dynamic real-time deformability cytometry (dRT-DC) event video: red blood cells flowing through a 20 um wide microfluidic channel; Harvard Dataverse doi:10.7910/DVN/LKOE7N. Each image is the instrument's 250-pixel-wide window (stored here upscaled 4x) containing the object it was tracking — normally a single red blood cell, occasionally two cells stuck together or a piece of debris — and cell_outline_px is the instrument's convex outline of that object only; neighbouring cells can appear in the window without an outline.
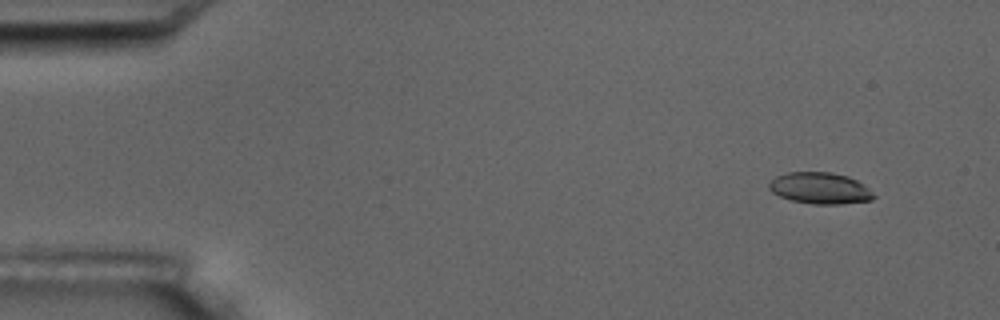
{"species": "common noctule bat (a hibernating species)", "species_latin": "Nyctalus noctula", "temperature_condition": "room temperature", "stored_images_in_passage": 4, "camera_frame_rate_fps": 3000, "um_per_image_px": 0.085, "animal": {"sex": "male", "body_mass_g": 17.5, "forearm_length_mm": 52.3}, "frame": {"image": 1, "passage_image": 1, "time_ms": 0.0, "image_size_px": [1000, 320], "cell_outline_px": [[876, 196], [872, 200], [840, 204], [816, 204], [792, 200], [780, 196], [772, 192], [768, 188], [768, 184], [776, 176], [788, 172], [832, 172], [848, 176], [856, 180], [868, 188]], "centroid_in_image_um": [69.7, 15.99], "position_along_channel_um": 15.3, "area_um2": 19.07}}